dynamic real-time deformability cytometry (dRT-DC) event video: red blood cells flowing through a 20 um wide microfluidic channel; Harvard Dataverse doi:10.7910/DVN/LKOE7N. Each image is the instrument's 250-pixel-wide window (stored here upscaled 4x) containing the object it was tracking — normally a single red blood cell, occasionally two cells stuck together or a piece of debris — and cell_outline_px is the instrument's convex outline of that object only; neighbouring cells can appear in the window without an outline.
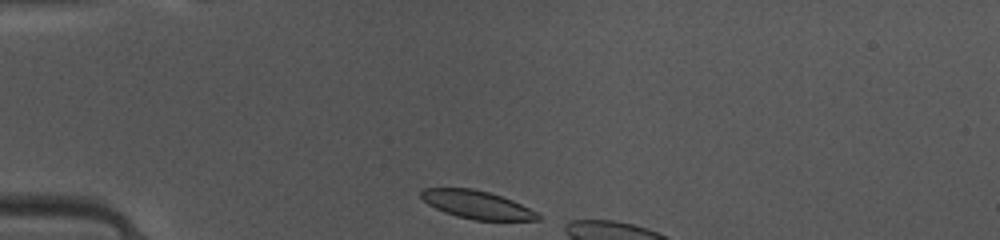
{"species": "common noctule bat (a hibernating species)", "species_latin": "Nyctalus noctula", "temperature_condition": "warm", "stored_images_in_passage": 5, "camera_frame_rate_fps": 3000, "um_per_image_px": 0.085, "animal": {"sex": "female", "body_mass_g": 10.0, "forearm_length_mm": 53.1}, "frame": {"image": 1, "passage_image": 1, "time_ms": 0.0, "image_size_px": [1000, 240], "cell_outline_px": [[540, 220], [476, 220], [456, 216], [444, 212], [428, 204], [420, 196], [420, 192], [424, 188], [472, 188], [488, 192], [512, 200], [536, 212], [540, 216]], "centroid_in_image_um": [40.51, 17.39], "position_along_channel_um": 44.5, "area_um2": 18.84}}